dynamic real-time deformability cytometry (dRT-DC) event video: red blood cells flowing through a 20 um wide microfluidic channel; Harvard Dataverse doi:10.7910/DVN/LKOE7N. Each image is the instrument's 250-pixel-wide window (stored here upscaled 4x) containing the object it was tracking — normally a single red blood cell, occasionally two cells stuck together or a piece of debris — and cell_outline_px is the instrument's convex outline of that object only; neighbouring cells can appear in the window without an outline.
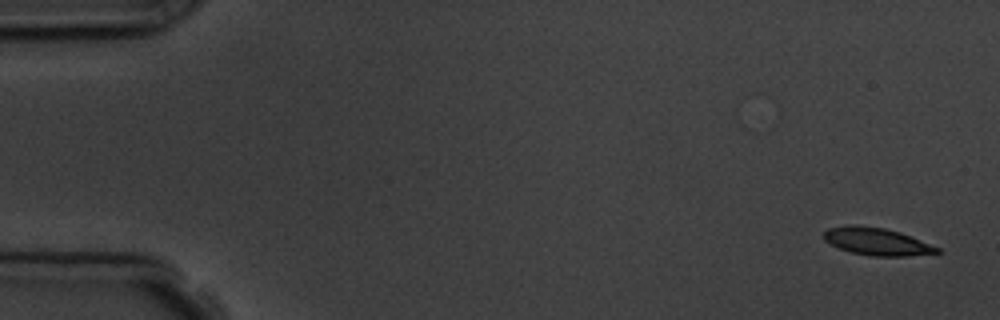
{"species": "common noctule bat (a hibernating species)", "species_latin": "Nyctalus noctula", "temperature_condition": "room temperature", "stored_images_in_passage": 4, "camera_frame_rate_fps": 3000, "um_per_image_px": 0.085, "animal": {"sex": "male", "body_mass_g": 19.5, "forearm_length_mm": 54.6}, "frame": {"image": 1, "passage_image": 1, "time_ms": 0.0, "image_size_px": [1000, 320], "cell_outline_px": [[944, 252], [908, 256], [872, 256], [852, 252], [840, 248], [824, 240], [824, 232], [828, 228], [848, 224], [856, 224], [884, 228], [900, 232], [940, 248]], "centroid_in_image_um": [74.54, 20.52], "position_along_channel_um": 10.5, "area_um2": 18.09}}